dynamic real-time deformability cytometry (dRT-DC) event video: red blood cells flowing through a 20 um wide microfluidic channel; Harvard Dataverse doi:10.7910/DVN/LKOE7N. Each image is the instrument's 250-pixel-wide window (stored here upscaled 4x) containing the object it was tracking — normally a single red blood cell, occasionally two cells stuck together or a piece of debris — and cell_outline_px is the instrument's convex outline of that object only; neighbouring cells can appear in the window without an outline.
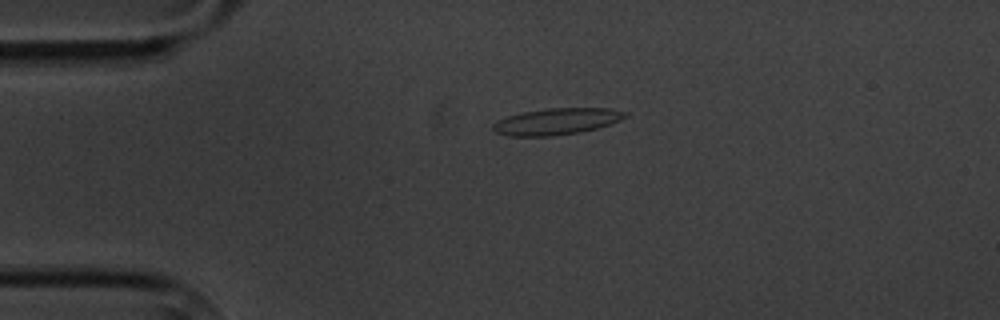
{"species": "common noctule bat (a hibernating species)", "species_latin": "Nyctalus noctula", "temperature_condition": "cold", "stored_images_in_passage": 2, "camera_frame_rate_fps": 3000, "um_per_image_px": 0.085, "animal": {"sex": "male", "body_mass_g": 20.1, "forearm_length_mm": 53.5}, "frame": {"image": 1, "passage_image": 1, "time_ms": 0.0, "image_size_px": [1000, 320], "cell_outline_px": [[628, 116], [620, 120], [596, 128], [580, 132], [552, 136], [508, 136], [496, 132], [492, 128], [492, 124], [496, 120], [508, 116], [524, 112], [548, 108], [608, 108], [628, 112]], "centroid_in_image_um": [47.3, 10.32], "position_along_channel_um": 37.7, "area_um2": 20.35}}